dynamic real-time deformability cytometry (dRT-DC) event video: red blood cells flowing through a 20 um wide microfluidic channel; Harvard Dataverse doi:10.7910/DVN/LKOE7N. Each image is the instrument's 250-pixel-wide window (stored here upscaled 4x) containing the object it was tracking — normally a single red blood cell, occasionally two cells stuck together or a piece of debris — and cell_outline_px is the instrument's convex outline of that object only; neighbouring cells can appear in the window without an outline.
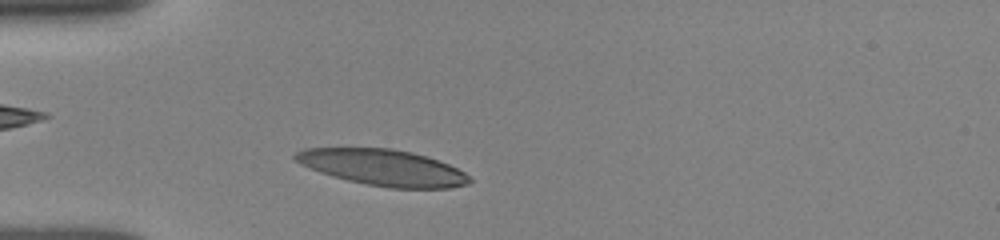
{"species": "human", "species_latin": "Homo sapiens", "temperature_condition": "room temperature", "stored_images_in_passage": 44, "camera_frame_rate_fps": 3000, "um_per_image_px": 0.085, "donor": {"sex": "female"}, "frame": {"image": 1, "passage_image": 6, "time_ms": 1.333, "image_size_px": [1000, 240], "cell_outline_px": [[472, 180], [468, 184], [448, 188], [392, 188], [368, 184], [348, 180], [332, 176], [320, 172], [300, 164], [292, 156], [296, 152], [304, 148], [392, 148], [412, 152], [428, 156], [448, 164], [464, 172]], "centroid_in_image_um": [32.55, 14.23], "position_along_channel_um": 52.5, "area_um2": 36.53}}
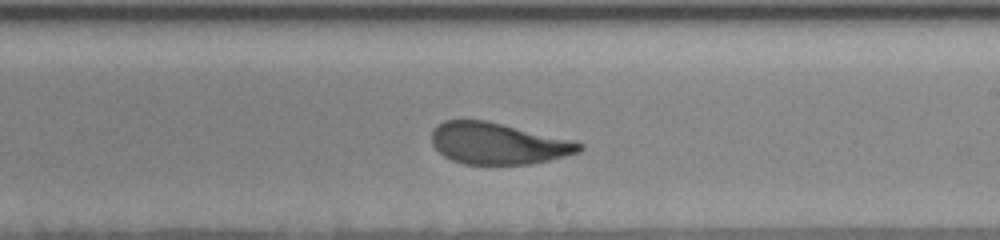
{"frame": {"image": 2, "passage_image": 20, "time_ms": 6.667, "image_size_px": [1000, 240], "cell_outline_px": [[584, 148], [580, 152], [532, 164], [464, 164], [452, 160], [444, 156], [432, 144], [432, 128], [436, 124], [444, 120], [484, 120], [572, 140], [584, 144]], "centroid_in_image_um": [42.31, 12.2], "position_along_channel_um": 246.7, "area_um2": 35.55}}
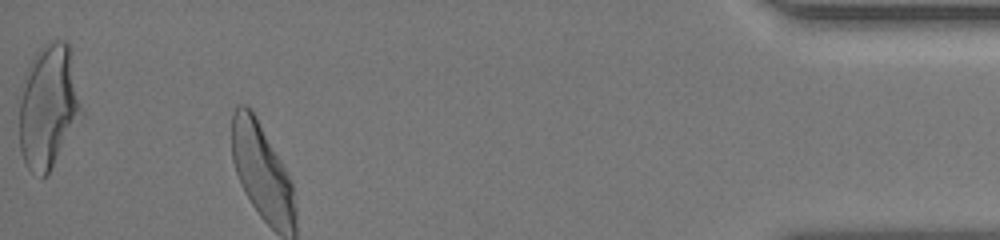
{"frame": {"image": 3, "passage_image": 44, "time_ms": 12.333, "image_size_px": [1000, 240], "cell_outline_px": [[84, 116], [48, 176], [40, 176], [32, 172], [28, 168], [20, 152], [20, 100], [28, 68], [36, 52], [44, 44], [52, 40], [64, 40], [68, 44], [84, 112]], "centroid_in_image_um": [4.16, 9.12], "position_along_channel_um": 431.0, "area_um2": 45.14}, "authors_computed_cell_mechanics": {"area_um2": 36.9342, "velocity_mm_per_s": 3.8673, "shape_relaxation_time_tau1_ms": 4.115, "shape_relaxation_time_tau2_ms": 1.3298, "deformation_change_tau1": 0.1721, "deformation_change_tau2": 0.0927}}